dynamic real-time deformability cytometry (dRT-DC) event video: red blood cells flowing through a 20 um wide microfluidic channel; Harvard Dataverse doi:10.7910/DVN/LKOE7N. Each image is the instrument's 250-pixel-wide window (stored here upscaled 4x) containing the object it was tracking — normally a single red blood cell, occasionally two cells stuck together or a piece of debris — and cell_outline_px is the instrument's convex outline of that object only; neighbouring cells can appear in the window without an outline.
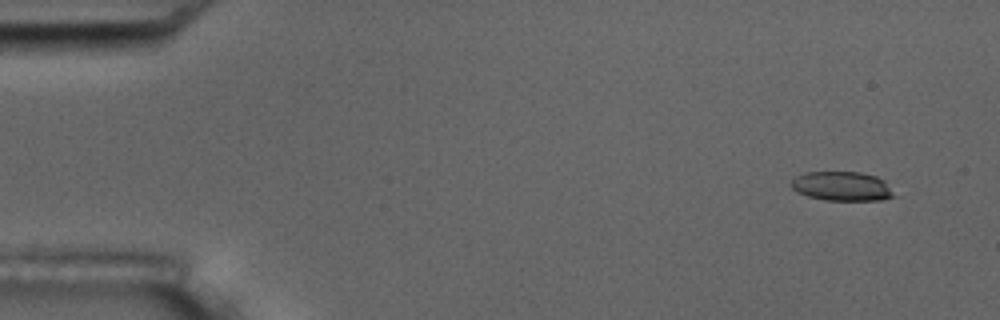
{"species": "common noctule bat (a hibernating species)", "species_latin": "Nyctalus noctula", "temperature_condition": "room temperature", "stored_images_in_passage": 4, "camera_frame_rate_fps": 3000, "um_per_image_px": 0.085, "animal": {"sex": "male", "body_mass_g": 17.5, "forearm_length_mm": 52.3}, "frame": {"image": 1, "passage_image": 1, "time_ms": 0.0, "image_size_px": [1000, 320], "cell_outline_px": [[896, 196], [884, 200], [824, 200], [808, 196], [796, 192], [788, 184], [796, 176], [808, 172], [860, 172], [876, 176], [884, 180]], "centroid_in_image_um": [71.55, 15.83], "position_along_channel_um": 13.4, "area_um2": 17.63}}